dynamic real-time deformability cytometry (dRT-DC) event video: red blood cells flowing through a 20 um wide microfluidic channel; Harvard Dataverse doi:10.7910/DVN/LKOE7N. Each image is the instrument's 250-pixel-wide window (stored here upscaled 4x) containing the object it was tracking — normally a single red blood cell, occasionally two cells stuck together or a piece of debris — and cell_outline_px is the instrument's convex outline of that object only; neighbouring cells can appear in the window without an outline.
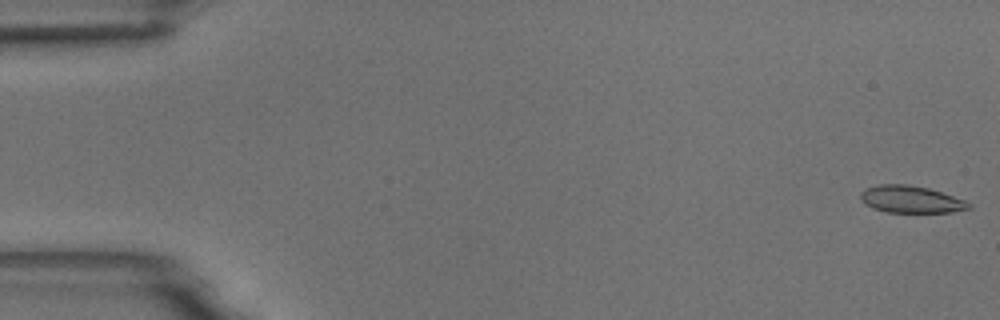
{"species": "common noctule bat (a hibernating species)", "species_latin": "Nyctalus noctula", "temperature_condition": "room temperature", "stored_images_in_passage": 55, "camera_frame_rate_fps": 3000, "um_per_image_px": 0.085, "animal": {"sex": "male", "body_mass_g": 18.8}, "frame": {"image": 1, "passage_image": 1, "time_ms": 0.0, "image_size_px": [1000, 320], "cell_outline_px": [[972, 208], [952, 212], [888, 212], [872, 208], [864, 204], [860, 200], [860, 192], [868, 188], [880, 184], [908, 184], [928, 188], [964, 200], [972, 204]], "centroid_in_image_um": [77.41, 16.95], "position_along_channel_um": 7.6, "area_um2": 17.05}}
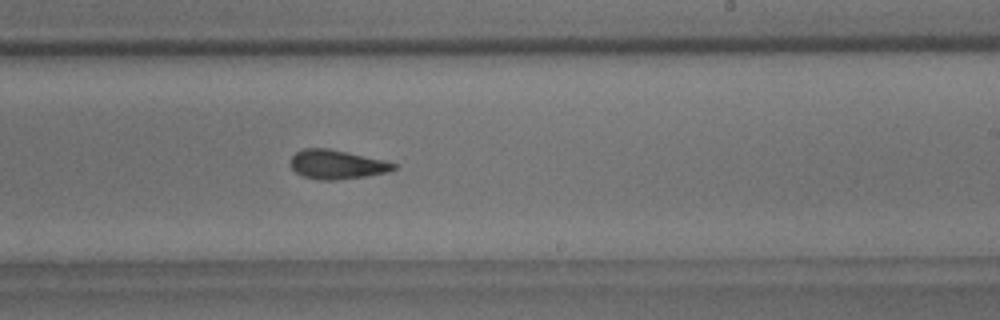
{"frame": {"image": 2, "passage_image": 33, "time_ms": 10.667, "image_size_px": [1000, 320], "cell_outline_px": [[396, 168], [388, 172], [364, 176], [336, 180], [320, 180], [304, 176], [296, 172], [292, 168], [292, 156], [296, 152], [304, 148], [328, 148], [384, 160], [396, 164]], "centroid_in_image_um": [28.63, 13.98], "position_along_channel_um": 260.4, "area_um2": 17.22}}
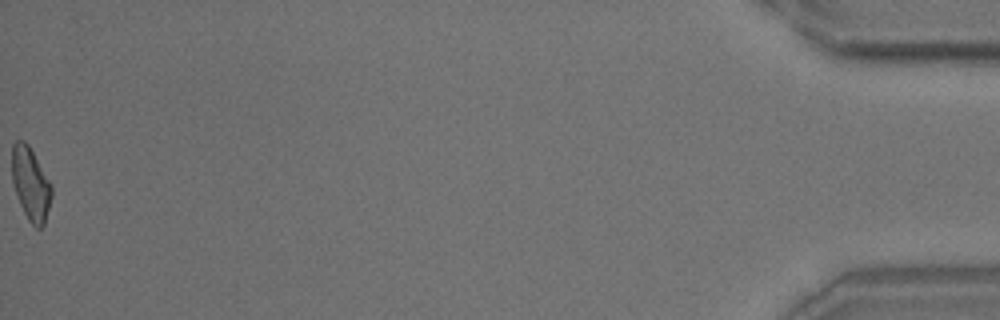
{"frame": {"image": 3, "passage_image": 55, "time_ms": 18.0, "image_size_px": [1000, 320], "cell_outline_px": [[52, 196], [44, 224], [40, 228], [36, 228], [28, 220], [20, 204], [12, 180], [12, 144], [16, 140], [24, 140], [28, 144], [52, 184]], "centroid_in_image_um": [2.61, 15.61], "position_along_channel_um": 432.6, "area_um2": 16.82}, "authors_computed_cell_mechanics": {"area_um2": 17.5712, "velocity_mm_per_s": 3.7233, "shape_relaxation_time_tau1_ms": 6.7783, "shape_relaxation_time_tau2_ms": 2.7514, "deformation_change_tau1": 0.1613, "deformation_change_tau2": 0.1146}}